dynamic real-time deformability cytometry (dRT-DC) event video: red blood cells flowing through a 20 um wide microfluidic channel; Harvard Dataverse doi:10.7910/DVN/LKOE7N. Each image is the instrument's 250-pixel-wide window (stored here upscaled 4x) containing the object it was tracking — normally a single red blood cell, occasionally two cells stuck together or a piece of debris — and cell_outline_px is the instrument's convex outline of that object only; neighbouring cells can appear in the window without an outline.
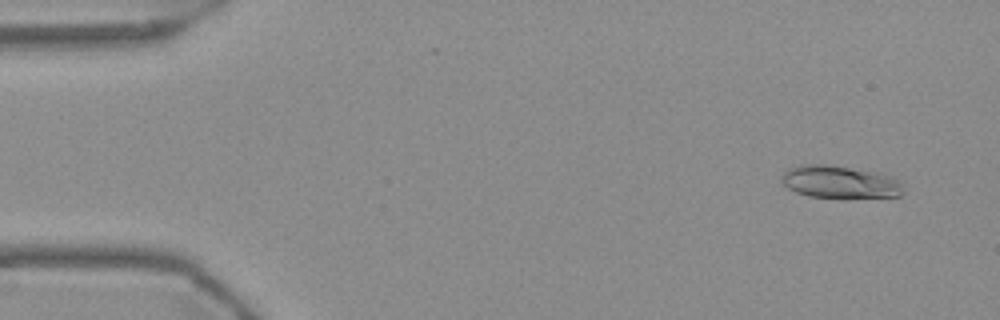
{"species": "Egyptian fruit bat (a non-hibernating species)", "species_latin": "Rousettus aegyptiacus", "temperature_condition": "warm", "stored_images_in_passage": 55, "camera_frame_rate_fps": 3000, "um_per_image_px": 0.085, "frame": {"image": 1, "passage_image": 4, "time_ms": 1.0, "image_size_px": [1000, 320], "cell_outline_px": [[900, 196], [848, 200], [840, 200], [808, 196], [796, 192], [788, 188], [780, 180], [784, 172], [788, 168], [800, 164], [824, 164], [884, 172], [900, 180]], "centroid_in_image_um": [71.4, 15.5], "position_along_channel_um": 13.6, "area_um2": 24.16}}
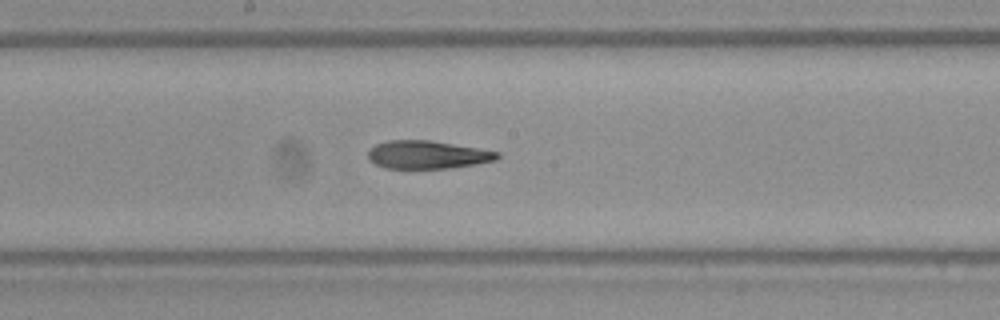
{"frame": {"image": 2, "passage_image": 29, "time_ms": 9.333, "image_size_px": [1000, 320], "cell_outline_px": [[500, 156], [496, 160], [476, 164], [452, 168], [384, 168], [368, 160], [368, 148], [376, 144], [388, 140], [428, 140], [500, 152]], "centroid_in_image_um": [36.29, 13.15], "position_along_channel_um": 211.9, "area_um2": 21.1}}
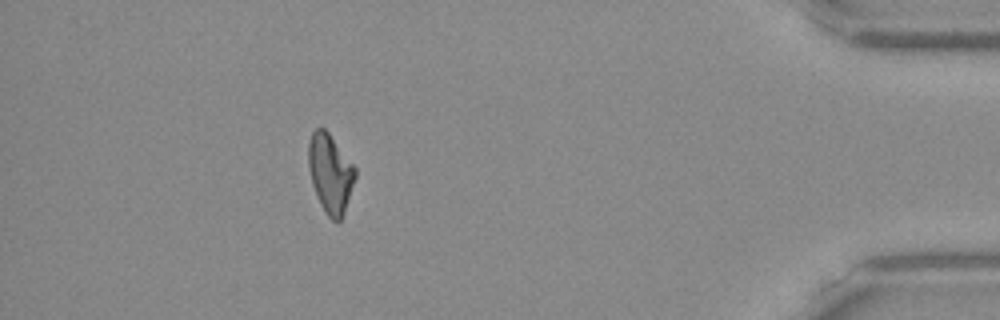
{"frame": {"image": 3, "passage_image": 49, "time_ms": 16.0, "image_size_px": [1000, 320], "cell_outline_px": [[356, 176], [344, 212], [340, 220], [332, 220], [324, 212], [320, 204], [312, 184], [308, 168], [308, 144], [312, 132], [316, 128], [324, 128], [328, 132], [356, 168]], "centroid_in_image_um": [28.06, 14.73], "position_along_channel_um": 407.1, "area_um2": 21.33}, "authors_computed_cell_mechanics": {"area_um2": 22.1374, "velocity_mm_per_s": 3.7301, "shape_relaxation_time_tau1_ms": null, "shape_relaxation_time_tau2_ms": 5.377, "deformation_change_tau1": null, "deformation_change_tau2": 0.135}}